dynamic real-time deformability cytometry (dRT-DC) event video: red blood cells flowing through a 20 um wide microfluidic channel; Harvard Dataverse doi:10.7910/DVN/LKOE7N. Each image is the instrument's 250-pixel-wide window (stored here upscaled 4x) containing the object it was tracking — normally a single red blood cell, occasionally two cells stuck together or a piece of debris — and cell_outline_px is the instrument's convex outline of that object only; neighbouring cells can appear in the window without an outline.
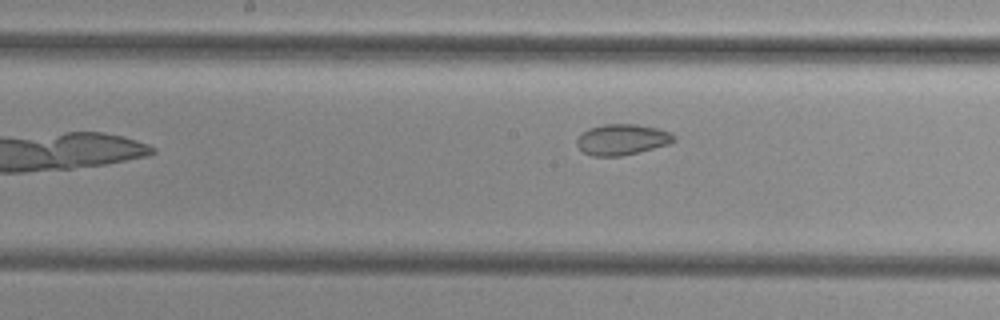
{"species": "common noctule bat (a hibernating species)", "species_latin": "Nyctalus noctula", "temperature_condition": "cold", "stored_images_in_passage": 10, "segment_of_instrument_passage": [1, 2], "camera_frame_rate_fps": 3000, "um_per_image_px": 0.085, "animal": {"sex": "female", "body_mass_g": 29.2, "forearm_length_mm": 56.3}, "frame": {"image": 1, "passage_image": 9, "time_ms": 9.333, "image_size_px": [1000, 320], "cell_outline_px": [[676, 140], [668, 144], [620, 156], [592, 156], [584, 152], [576, 144], [576, 140], [588, 128], [604, 124], [636, 124], [656, 128], [672, 132], [676, 136]], "centroid_in_image_um": [52.88, 11.85], "position_along_channel_um": 195.3, "area_um2": 17.28}}